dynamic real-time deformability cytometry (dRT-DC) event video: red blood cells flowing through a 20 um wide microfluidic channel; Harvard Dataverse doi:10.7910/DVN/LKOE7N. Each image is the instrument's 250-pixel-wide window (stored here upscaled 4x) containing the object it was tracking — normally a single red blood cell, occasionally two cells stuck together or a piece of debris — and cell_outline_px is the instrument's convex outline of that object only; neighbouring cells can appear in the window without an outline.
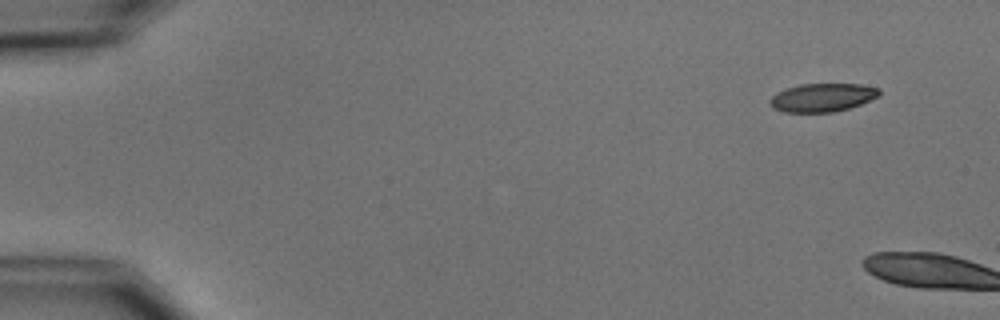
{"species": "common noctule bat (a hibernating species)", "species_latin": "Nyctalus noctula", "temperature_condition": "cold", "stored_images_in_passage": 2, "camera_frame_rate_fps": 3000, "um_per_image_px": 0.085, "animal": {"sex": "male", "body_mass_g": 15.6}, "frame": {"image": 1, "passage_image": 1, "time_ms": 0.0, "image_size_px": [1000, 320], "cell_outline_px": [[880, 96], [860, 104], [848, 108], [832, 112], [784, 112], [772, 108], [768, 100], [776, 92], [800, 84], [860, 84], [880, 88]], "centroid_in_image_um": [69.89, 8.28], "position_along_channel_um": 15.1, "area_um2": 18.09}}